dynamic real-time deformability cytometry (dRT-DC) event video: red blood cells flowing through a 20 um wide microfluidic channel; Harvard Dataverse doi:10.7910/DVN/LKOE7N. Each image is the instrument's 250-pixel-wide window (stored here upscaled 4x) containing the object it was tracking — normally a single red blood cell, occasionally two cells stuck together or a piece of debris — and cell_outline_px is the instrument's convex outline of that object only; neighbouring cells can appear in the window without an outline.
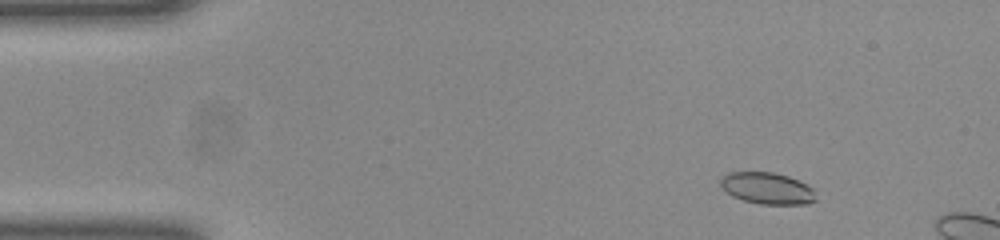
{"species": "common noctule bat (a hibernating species)", "species_latin": "Nyctalus noctula", "temperature_condition": "room temperature", "stored_images_in_passage": 11, "camera_frame_rate_fps": 3000, "um_per_image_px": 0.085, "animal": {"sex": "female", "body_mass_g": 23.0, "forearm_length_mm": 53.4}, "frame": {"image": 1, "passage_image": 5, "time_ms": 1.333, "image_size_px": [1000, 240], "cell_outline_px": [[816, 200], [808, 204], [760, 204], [744, 200], [732, 196], [720, 184], [720, 180], [728, 172], [772, 172], [788, 176], [812, 188]], "centroid_in_image_um": [65.21, 16.01], "position_along_channel_um": 19.8, "area_um2": 17.28}}